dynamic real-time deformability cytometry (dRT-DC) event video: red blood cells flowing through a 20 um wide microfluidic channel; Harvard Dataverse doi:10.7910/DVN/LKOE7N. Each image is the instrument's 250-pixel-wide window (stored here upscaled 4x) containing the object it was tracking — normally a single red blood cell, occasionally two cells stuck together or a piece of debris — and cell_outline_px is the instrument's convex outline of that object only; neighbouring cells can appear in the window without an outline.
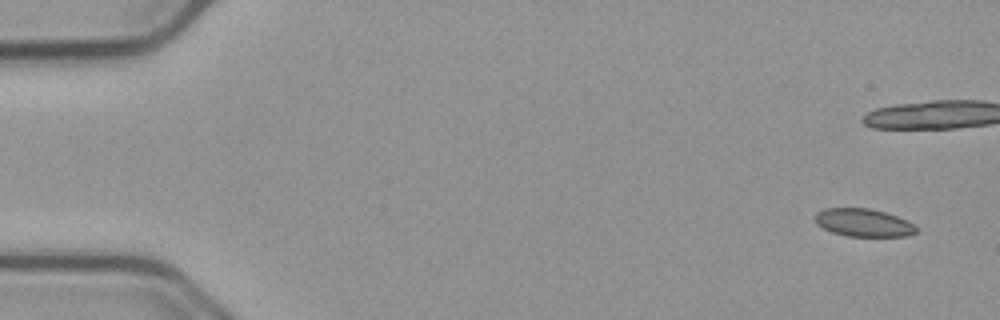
{"species": "common noctule bat (a hibernating species)", "species_latin": "Nyctalus noctula", "temperature_condition": "cold", "stored_images_in_passage": 54, "camera_frame_rate_fps": 3000, "um_per_image_px": 0.085, "animal": {"sex": "male", "body_mass_g": 23.1, "forearm_length_mm": 52.7}, "frame": {"image": 1, "passage_image": 1, "time_ms": 0.0, "image_size_px": [1000, 320], "cell_outline_px": [[916, 232], [908, 236], [848, 236], [832, 232], [816, 224], [816, 212], [824, 208], [868, 208], [884, 212], [908, 220], [916, 228]], "centroid_in_image_um": [73.38, 18.92], "position_along_channel_um": 11.6, "area_um2": 16.3}, "authors_computed_cell_mechanics": {"area_um2": 16.8198, "velocity_mm_per_s": 3.7334, "shape_relaxation_time_tau1_ms": 5.9598, "shape_relaxation_time_tau2_ms": 1.7836, "deformation_change_tau1": 0.1027, "deformation_change_tau2": 0.0621}}